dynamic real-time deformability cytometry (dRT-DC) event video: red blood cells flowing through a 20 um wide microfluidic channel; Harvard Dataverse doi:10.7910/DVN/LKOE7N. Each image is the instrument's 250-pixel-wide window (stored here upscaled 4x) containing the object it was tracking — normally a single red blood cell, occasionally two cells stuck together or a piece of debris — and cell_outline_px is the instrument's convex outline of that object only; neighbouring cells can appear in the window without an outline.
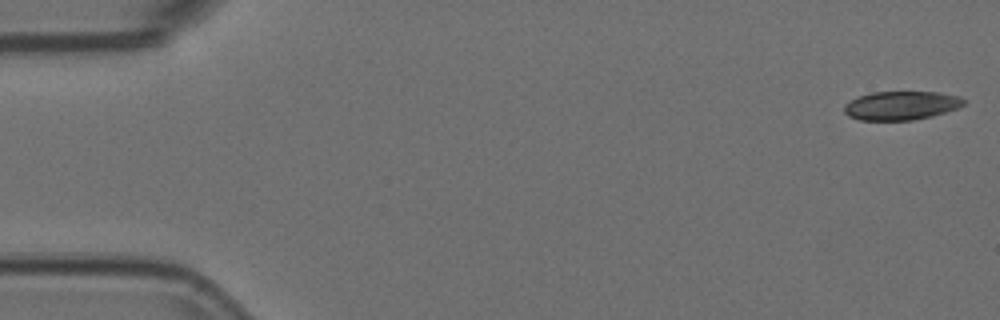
{"species": "Egyptian fruit bat (a non-hibernating species)", "species_latin": "Rousettus aegyptiacus", "temperature_condition": "room temperature", "stored_images_in_passage": 54, "camera_frame_rate_fps": 3000, "um_per_image_px": 0.085, "animal": {"sex": "female"}, "frame": {"image": 1, "passage_image": 1, "time_ms": 0.0, "image_size_px": [1000, 320], "cell_outline_px": [[964, 104], [960, 108], [932, 116], [912, 120], [860, 120], [848, 116], [844, 112], [844, 104], [860, 96], [872, 92], [940, 92], [960, 96], [964, 100]], "centroid_in_image_um": [76.63, 8.97], "position_along_channel_um": 8.4, "area_um2": 20.06}}
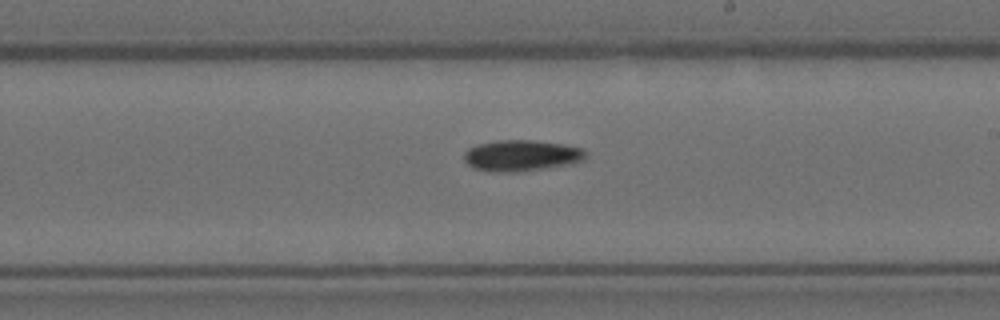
{"frame": {"image": 2, "passage_image": 31, "time_ms": 10.0, "image_size_px": [1000, 320], "cell_outline_px": [[584, 160], [572, 164], [516, 172], [492, 172], [472, 168], [464, 160], [464, 152], [468, 148], [476, 144], [496, 140], [532, 140], [560, 144], [580, 148], [584, 152]], "centroid_in_image_um": [44.24, 13.23], "position_along_channel_um": 244.8, "area_um2": 22.02}}
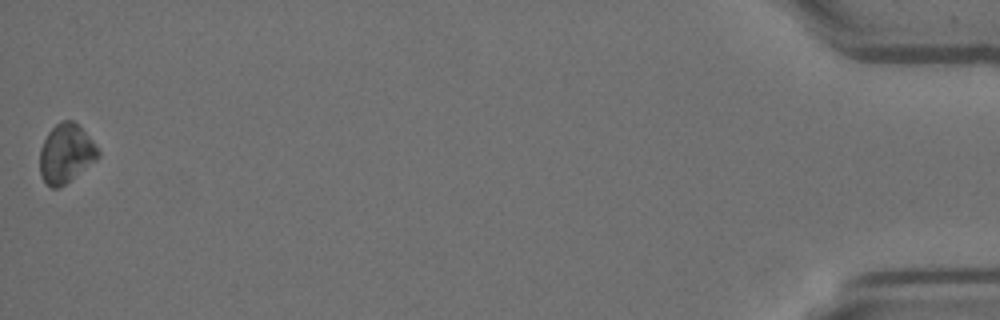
{"frame": {"image": 3, "passage_image": 54, "time_ms": 17.667, "image_size_px": [1000, 320], "cell_outline_px": [[100, 156], [96, 160], [60, 188], [52, 188], [40, 176], [40, 148], [48, 132], [60, 120], [72, 120], [84, 132], [100, 152]], "centroid_in_image_um": [5.58, 13.06], "position_along_channel_um": 429.6, "area_um2": 19.71}, "authors_computed_cell_mechanics": {"area_um2": 20.6635, "velocity_mm_per_s": 3.6999, "shape_relaxation_time_tau1_ms": 8.2379, "shape_relaxation_time_tau2_ms": null, "deformation_change_tau1": 0.086, "deformation_change_tau2": null}}